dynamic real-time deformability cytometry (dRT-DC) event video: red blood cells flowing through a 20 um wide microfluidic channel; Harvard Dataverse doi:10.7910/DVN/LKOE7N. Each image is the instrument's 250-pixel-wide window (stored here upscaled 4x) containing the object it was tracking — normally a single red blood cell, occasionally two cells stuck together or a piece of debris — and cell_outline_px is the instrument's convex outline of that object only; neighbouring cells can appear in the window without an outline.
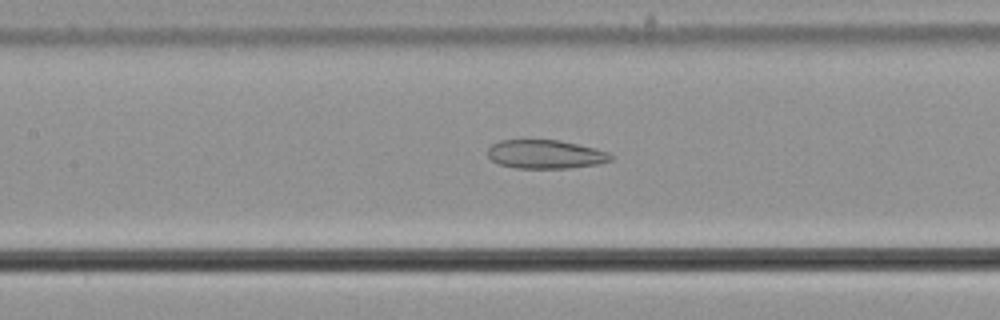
{"species": "common noctule bat (a hibernating species)", "species_latin": "Nyctalus noctula", "temperature_condition": "cold", "stored_images_in_passage": 33, "camera_frame_rate_fps": 3000, "um_per_image_px": 0.085, "animal": {"sex": "male", "body_mass_g": 21.5, "forearm_length_mm": 52.0}, "frame": {"image": 1, "passage_image": 20, "time_ms": 6.333, "image_size_px": [1000, 320], "cell_outline_px": [[612, 160], [596, 164], [568, 168], [516, 168], [500, 164], [492, 160], [488, 156], [488, 148], [492, 144], [500, 140], [560, 140], [596, 148], [608, 152], [612, 156]], "centroid_in_image_um": [46.36, 13.11], "position_along_channel_um": 161.0, "area_um2": 20.52}}
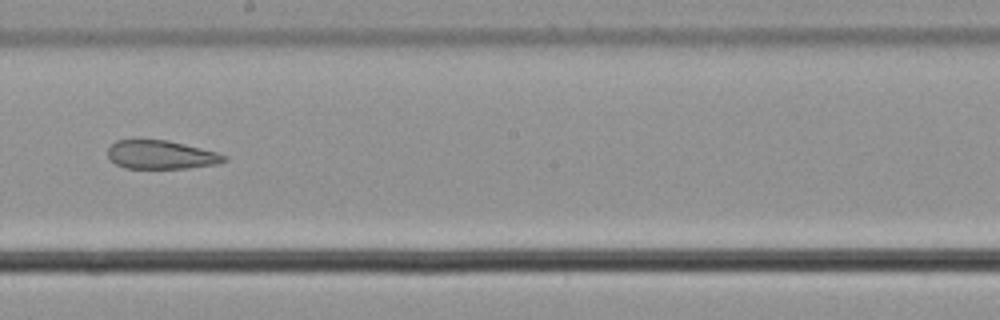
{"frame": {"image": 2, "passage_image": 26, "time_ms": 8.333, "image_size_px": [1000, 320], "cell_outline_px": [[228, 160], [216, 164], [188, 168], [124, 168], [116, 164], [108, 156], [108, 148], [116, 140], [168, 140], [216, 152], [228, 156]], "centroid_in_image_um": [13.7, 13.16], "position_along_channel_um": 234.5, "area_um2": 19.25}}
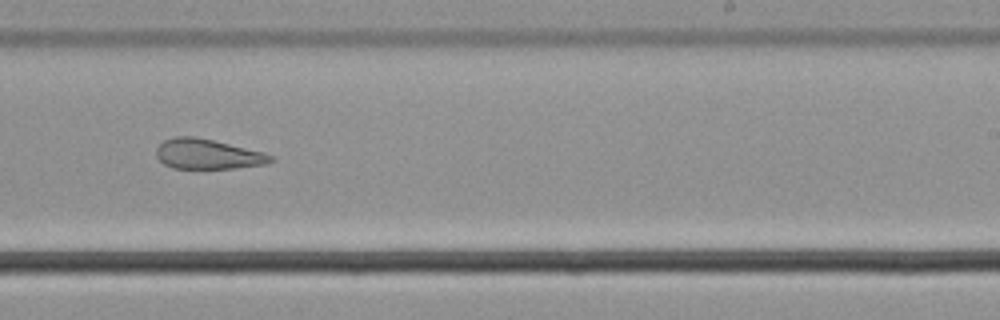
{"frame": {"image": 3, "passage_image": 29, "time_ms": 9.333, "image_size_px": [1000, 320], "cell_outline_px": [[276, 160], [264, 164], [236, 168], [172, 168], [164, 164], [156, 156], [156, 148], [164, 140], [176, 136], [192, 136], [212, 140], [260, 152], [272, 156]], "centroid_in_image_um": [17.6, 13.1], "position_along_channel_um": 271.4, "area_um2": 19.65}}